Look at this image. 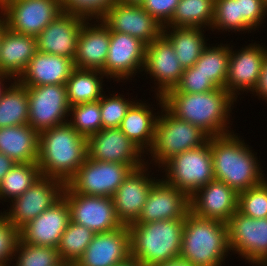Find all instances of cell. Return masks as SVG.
Returning <instances> with one entry per match:
<instances>
[{
  "label": "cell",
  "mask_w": 267,
  "mask_h": 266,
  "mask_svg": "<svg viewBox=\"0 0 267 266\" xmlns=\"http://www.w3.org/2000/svg\"><path fill=\"white\" fill-rule=\"evenodd\" d=\"M163 101L174 116L199 127L209 137L235 132L230 118L237 100L224 88L203 93H166Z\"/></svg>",
  "instance_id": "cell-1"
},
{
  "label": "cell",
  "mask_w": 267,
  "mask_h": 266,
  "mask_svg": "<svg viewBox=\"0 0 267 266\" xmlns=\"http://www.w3.org/2000/svg\"><path fill=\"white\" fill-rule=\"evenodd\" d=\"M234 133L210 137V148L215 179L240 193L261 184L267 176L253 147Z\"/></svg>",
  "instance_id": "cell-2"
},
{
  "label": "cell",
  "mask_w": 267,
  "mask_h": 266,
  "mask_svg": "<svg viewBox=\"0 0 267 266\" xmlns=\"http://www.w3.org/2000/svg\"><path fill=\"white\" fill-rule=\"evenodd\" d=\"M87 157V138L68 122L39 133L37 163L42 176L66 184Z\"/></svg>",
  "instance_id": "cell-3"
},
{
  "label": "cell",
  "mask_w": 267,
  "mask_h": 266,
  "mask_svg": "<svg viewBox=\"0 0 267 266\" xmlns=\"http://www.w3.org/2000/svg\"><path fill=\"white\" fill-rule=\"evenodd\" d=\"M185 219L128 225L130 254L143 266H155L180 256Z\"/></svg>",
  "instance_id": "cell-4"
},
{
  "label": "cell",
  "mask_w": 267,
  "mask_h": 266,
  "mask_svg": "<svg viewBox=\"0 0 267 266\" xmlns=\"http://www.w3.org/2000/svg\"><path fill=\"white\" fill-rule=\"evenodd\" d=\"M229 251L225 222L203 219L191 212L186 216L180 252L182 258L194 266H223L225 259L231 257Z\"/></svg>",
  "instance_id": "cell-5"
},
{
  "label": "cell",
  "mask_w": 267,
  "mask_h": 266,
  "mask_svg": "<svg viewBox=\"0 0 267 266\" xmlns=\"http://www.w3.org/2000/svg\"><path fill=\"white\" fill-rule=\"evenodd\" d=\"M160 112L155 125L154 141L146 153L149 161L158 169L171 157L193 148L200 147L209 136L199 127L174 116L165 106L163 97L154 96ZM151 158V159H150Z\"/></svg>",
  "instance_id": "cell-6"
},
{
  "label": "cell",
  "mask_w": 267,
  "mask_h": 266,
  "mask_svg": "<svg viewBox=\"0 0 267 266\" xmlns=\"http://www.w3.org/2000/svg\"><path fill=\"white\" fill-rule=\"evenodd\" d=\"M159 170L167 184L191 196L197 189L215 179L210 137L200 147L174 155Z\"/></svg>",
  "instance_id": "cell-7"
},
{
  "label": "cell",
  "mask_w": 267,
  "mask_h": 266,
  "mask_svg": "<svg viewBox=\"0 0 267 266\" xmlns=\"http://www.w3.org/2000/svg\"><path fill=\"white\" fill-rule=\"evenodd\" d=\"M231 255L252 266L267 262V218L255 219L238 210L226 222Z\"/></svg>",
  "instance_id": "cell-8"
},
{
  "label": "cell",
  "mask_w": 267,
  "mask_h": 266,
  "mask_svg": "<svg viewBox=\"0 0 267 266\" xmlns=\"http://www.w3.org/2000/svg\"><path fill=\"white\" fill-rule=\"evenodd\" d=\"M133 169L129 164L97 161L87 157L65 185L75 193L113 197Z\"/></svg>",
  "instance_id": "cell-9"
},
{
  "label": "cell",
  "mask_w": 267,
  "mask_h": 266,
  "mask_svg": "<svg viewBox=\"0 0 267 266\" xmlns=\"http://www.w3.org/2000/svg\"><path fill=\"white\" fill-rule=\"evenodd\" d=\"M65 184L55 178L41 176L22 195L12 200L1 213L18 231L57 202Z\"/></svg>",
  "instance_id": "cell-10"
},
{
  "label": "cell",
  "mask_w": 267,
  "mask_h": 266,
  "mask_svg": "<svg viewBox=\"0 0 267 266\" xmlns=\"http://www.w3.org/2000/svg\"><path fill=\"white\" fill-rule=\"evenodd\" d=\"M28 124L38 133L68 122L69 105L66 85L27 87Z\"/></svg>",
  "instance_id": "cell-11"
},
{
  "label": "cell",
  "mask_w": 267,
  "mask_h": 266,
  "mask_svg": "<svg viewBox=\"0 0 267 266\" xmlns=\"http://www.w3.org/2000/svg\"><path fill=\"white\" fill-rule=\"evenodd\" d=\"M1 11L9 30L34 37L63 12L60 0H12Z\"/></svg>",
  "instance_id": "cell-12"
},
{
  "label": "cell",
  "mask_w": 267,
  "mask_h": 266,
  "mask_svg": "<svg viewBox=\"0 0 267 266\" xmlns=\"http://www.w3.org/2000/svg\"><path fill=\"white\" fill-rule=\"evenodd\" d=\"M62 196L70 208L71 221L91 229L95 233L120 228L112 197L89 196L72 192L66 185Z\"/></svg>",
  "instance_id": "cell-13"
},
{
  "label": "cell",
  "mask_w": 267,
  "mask_h": 266,
  "mask_svg": "<svg viewBox=\"0 0 267 266\" xmlns=\"http://www.w3.org/2000/svg\"><path fill=\"white\" fill-rule=\"evenodd\" d=\"M146 44L128 34L110 31V44L102 72L108 79L125 83L142 74ZM125 81V82H124Z\"/></svg>",
  "instance_id": "cell-14"
},
{
  "label": "cell",
  "mask_w": 267,
  "mask_h": 266,
  "mask_svg": "<svg viewBox=\"0 0 267 266\" xmlns=\"http://www.w3.org/2000/svg\"><path fill=\"white\" fill-rule=\"evenodd\" d=\"M256 41L244 44L240 49L230 46V58L225 88L236 100L239 95L252 92L257 84L267 46ZM242 93V94H241Z\"/></svg>",
  "instance_id": "cell-15"
},
{
  "label": "cell",
  "mask_w": 267,
  "mask_h": 266,
  "mask_svg": "<svg viewBox=\"0 0 267 266\" xmlns=\"http://www.w3.org/2000/svg\"><path fill=\"white\" fill-rule=\"evenodd\" d=\"M142 72L146 77L149 74L150 79L154 80L151 81L155 85V90L151 91H154L155 95L163 97L179 84L184 69L173 46L163 34L146 45Z\"/></svg>",
  "instance_id": "cell-16"
},
{
  "label": "cell",
  "mask_w": 267,
  "mask_h": 266,
  "mask_svg": "<svg viewBox=\"0 0 267 266\" xmlns=\"http://www.w3.org/2000/svg\"><path fill=\"white\" fill-rule=\"evenodd\" d=\"M87 149L92 160L129 164L134 169L147 160L146 154L119 128H102L88 137Z\"/></svg>",
  "instance_id": "cell-17"
},
{
  "label": "cell",
  "mask_w": 267,
  "mask_h": 266,
  "mask_svg": "<svg viewBox=\"0 0 267 266\" xmlns=\"http://www.w3.org/2000/svg\"><path fill=\"white\" fill-rule=\"evenodd\" d=\"M110 30L139 38L146 45L163 34L164 26L141 5L116 2L100 18Z\"/></svg>",
  "instance_id": "cell-18"
},
{
  "label": "cell",
  "mask_w": 267,
  "mask_h": 266,
  "mask_svg": "<svg viewBox=\"0 0 267 266\" xmlns=\"http://www.w3.org/2000/svg\"><path fill=\"white\" fill-rule=\"evenodd\" d=\"M150 167L145 163L142 167L133 169L112 197L116 216L122 225L128 226L137 221L150 188L159 178L152 176L154 172L151 174Z\"/></svg>",
  "instance_id": "cell-19"
},
{
  "label": "cell",
  "mask_w": 267,
  "mask_h": 266,
  "mask_svg": "<svg viewBox=\"0 0 267 266\" xmlns=\"http://www.w3.org/2000/svg\"><path fill=\"white\" fill-rule=\"evenodd\" d=\"M70 208L62 196L51 207L19 230V239L35 246L57 248L70 222Z\"/></svg>",
  "instance_id": "cell-20"
},
{
  "label": "cell",
  "mask_w": 267,
  "mask_h": 266,
  "mask_svg": "<svg viewBox=\"0 0 267 266\" xmlns=\"http://www.w3.org/2000/svg\"><path fill=\"white\" fill-rule=\"evenodd\" d=\"M190 213V196L162 178L150 188L146 203L135 223L185 219Z\"/></svg>",
  "instance_id": "cell-21"
},
{
  "label": "cell",
  "mask_w": 267,
  "mask_h": 266,
  "mask_svg": "<svg viewBox=\"0 0 267 266\" xmlns=\"http://www.w3.org/2000/svg\"><path fill=\"white\" fill-rule=\"evenodd\" d=\"M87 19L62 12L37 36V51L74 60L81 27Z\"/></svg>",
  "instance_id": "cell-22"
},
{
  "label": "cell",
  "mask_w": 267,
  "mask_h": 266,
  "mask_svg": "<svg viewBox=\"0 0 267 266\" xmlns=\"http://www.w3.org/2000/svg\"><path fill=\"white\" fill-rule=\"evenodd\" d=\"M130 256L129 228L122 225L109 232L95 233L73 266H115Z\"/></svg>",
  "instance_id": "cell-23"
},
{
  "label": "cell",
  "mask_w": 267,
  "mask_h": 266,
  "mask_svg": "<svg viewBox=\"0 0 267 266\" xmlns=\"http://www.w3.org/2000/svg\"><path fill=\"white\" fill-rule=\"evenodd\" d=\"M237 210L238 193L220 180H212L190 196V212L203 219L226 223Z\"/></svg>",
  "instance_id": "cell-24"
},
{
  "label": "cell",
  "mask_w": 267,
  "mask_h": 266,
  "mask_svg": "<svg viewBox=\"0 0 267 266\" xmlns=\"http://www.w3.org/2000/svg\"><path fill=\"white\" fill-rule=\"evenodd\" d=\"M109 44L110 30L101 20H86L78 38L74 58L75 67L102 71L107 59Z\"/></svg>",
  "instance_id": "cell-25"
},
{
  "label": "cell",
  "mask_w": 267,
  "mask_h": 266,
  "mask_svg": "<svg viewBox=\"0 0 267 266\" xmlns=\"http://www.w3.org/2000/svg\"><path fill=\"white\" fill-rule=\"evenodd\" d=\"M75 68L72 59L37 51L18 81L26 87L66 84Z\"/></svg>",
  "instance_id": "cell-26"
},
{
  "label": "cell",
  "mask_w": 267,
  "mask_h": 266,
  "mask_svg": "<svg viewBox=\"0 0 267 266\" xmlns=\"http://www.w3.org/2000/svg\"><path fill=\"white\" fill-rule=\"evenodd\" d=\"M36 52V37L18 34L6 27L0 42V70L18 80Z\"/></svg>",
  "instance_id": "cell-27"
},
{
  "label": "cell",
  "mask_w": 267,
  "mask_h": 266,
  "mask_svg": "<svg viewBox=\"0 0 267 266\" xmlns=\"http://www.w3.org/2000/svg\"><path fill=\"white\" fill-rule=\"evenodd\" d=\"M146 102L142 101V98L137 99L119 126V129L145 154L152 147L155 125L160 112L159 109H155L152 104Z\"/></svg>",
  "instance_id": "cell-28"
},
{
  "label": "cell",
  "mask_w": 267,
  "mask_h": 266,
  "mask_svg": "<svg viewBox=\"0 0 267 266\" xmlns=\"http://www.w3.org/2000/svg\"><path fill=\"white\" fill-rule=\"evenodd\" d=\"M39 133L29 124L0 128V152L16 163H37Z\"/></svg>",
  "instance_id": "cell-29"
},
{
  "label": "cell",
  "mask_w": 267,
  "mask_h": 266,
  "mask_svg": "<svg viewBox=\"0 0 267 266\" xmlns=\"http://www.w3.org/2000/svg\"><path fill=\"white\" fill-rule=\"evenodd\" d=\"M169 30V31H168ZM199 27H164L163 35L170 41L183 69L192 67L209 45L205 31Z\"/></svg>",
  "instance_id": "cell-30"
},
{
  "label": "cell",
  "mask_w": 267,
  "mask_h": 266,
  "mask_svg": "<svg viewBox=\"0 0 267 266\" xmlns=\"http://www.w3.org/2000/svg\"><path fill=\"white\" fill-rule=\"evenodd\" d=\"M104 78L108 80L102 71L75 68L65 84L69 105L99 101L107 92Z\"/></svg>",
  "instance_id": "cell-31"
},
{
  "label": "cell",
  "mask_w": 267,
  "mask_h": 266,
  "mask_svg": "<svg viewBox=\"0 0 267 266\" xmlns=\"http://www.w3.org/2000/svg\"><path fill=\"white\" fill-rule=\"evenodd\" d=\"M214 19V0H179L164 27H199L209 30Z\"/></svg>",
  "instance_id": "cell-32"
},
{
  "label": "cell",
  "mask_w": 267,
  "mask_h": 266,
  "mask_svg": "<svg viewBox=\"0 0 267 266\" xmlns=\"http://www.w3.org/2000/svg\"><path fill=\"white\" fill-rule=\"evenodd\" d=\"M27 87L15 80L0 100V128L28 124Z\"/></svg>",
  "instance_id": "cell-33"
},
{
  "label": "cell",
  "mask_w": 267,
  "mask_h": 266,
  "mask_svg": "<svg viewBox=\"0 0 267 266\" xmlns=\"http://www.w3.org/2000/svg\"><path fill=\"white\" fill-rule=\"evenodd\" d=\"M216 43L207 45L201 56L193 65L198 72L205 75L218 87L225 88L228 63L230 58V44Z\"/></svg>",
  "instance_id": "cell-34"
},
{
  "label": "cell",
  "mask_w": 267,
  "mask_h": 266,
  "mask_svg": "<svg viewBox=\"0 0 267 266\" xmlns=\"http://www.w3.org/2000/svg\"><path fill=\"white\" fill-rule=\"evenodd\" d=\"M41 176L38 163H15L0 184V200L11 203Z\"/></svg>",
  "instance_id": "cell-35"
},
{
  "label": "cell",
  "mask_w": 267,
  "mask_h": 266,
  "mask_svg": "<svg viewBox=\"0 0 267 266\" xmlns=\"http://www.w3.org/2000/svg\"><path fill=\"white\" fill-rule=\"evenodd\" d=\"M94 234L91 229L70 220L57 247L61 260L74 265L91 243Z\"/></svg>",
  "instance_id": "cell-36"
},
{
  "label": "cell",
  "mask_w": 267,
  "mask_h": 266,
  "mask_svg": "<svg viewBox=\"0 0 267 266\" xmlns=\"http://www.w3.org/2000/svg\"><path fill=\"white\" fill-rule=\"evenodd\" d=\"M61 262L57 248L35 246L20 239L17 241L11 260L12 266H58Z\"/></svg>",
  "instance_id": "cell-37"
},
{
  "label": "cell",
  "mask_w": 267,
  "mask_h": 266,
  "mask_svg": "<svg viewBox=\"0 0 267 266\" xmlns=\"http://www.w3.org/2000/svg\"><path fill=\"white\" fill-rule=\"evenodd\" d=\"M68 123L86 138L99 132L103 128L99 101L71 106Z\"/></svg>",
  "instance_id": "cell-38"
},
{
  "label": "cell",
  "mask_w": 267,
  "mask_h": 266,
  "mask_svg": "<svg viewBox=\"0 0 267 266\" xmlns=\"http://www.w3.org/2000/svg\"><path fill=\"white\" fill-rule=\"evenodd\" d=\"M213 32H243V16H240L239 0H214ZM218 30V31H217Z\"/></svg>",
  "instance_id": "cell-39"
},
{
  "label": "cell",
  "mask_w": 267,
  "mask_h": 266,
  "mask_svg": "<svg viewBox=\"0 0 267 266\" xmlns=\"http://www.w3.org/2000/svg\"><path fill=\"white\" fill-rule=\"evenodd\" d=\"M109 95L106 96L104 92L99 100L102 126L103 128H119L127 111L137 100L136 98L127 99L123 93L116 92Z\"/></svg>",
  "instance_id": "cell-40"
},
{
  "label": "cell",
  "mask_w": 267,
  "mask_h": 266,
  "mask_svg": "<svg viewBox=\"0 0 267 266\" xmlns=\"http://www.w3.org/2000/svg\"><path fill=\"white\" fill-rule=\"evenodd\" d=\"M238 211L255 219L267 218V178L261 184L238 193Z\"/></svg>",
  "instance_id": "cell-41"
},
{
  "label": "cell",
  "mask_w": 267,
  "mask_h": 266,
  "mask_svg": "<svg viewBox=\"0 0 267 266\" xmlns=\"http://www.w3.org/2000/svg\"><path fill=\"white\" fill-rule=\"evenodd\" d=\"M63 12L75 14L87 20L100 19L117 0H60Z\"/></svg>",
  "instance_id": "cell-42"
},
{
  "label": "cell",
  "mask_w": 267,
  "mask_h": 266,
  "mask_svg": "<svg viewBox=\"0 0 267 266\" xmlns=\"http://www.w3.org/2000/svg\"><path fill=\"white\" fill-rule=\"evenodd\" d=\"M240 16H243V33L260 30L266 22L267 9L263 0H239ZM252 31V32H251Z\"/></svg>",
  "instance_id": "cell-43"
},
{
  "label": "cell",
  "mask_w": 267,
  "mask_h": 266,
  "mask_svg": "<svg viewBox=\"0 0 267 266\" xmlns=\"http://www.w3.org/2000/svg\"><path fill=\"white\" fill-rule=\"evenodd\" d=\"M218 87L194 66L184 69L179 84L167 93H203Z\"/></svg>",
  "instance_id": "cell-44"
},
{
  "label": "cell",
  "mask_w": 267,
  "mask_h": 266,
  "mask_svg": "<svg viewBox=\"0 0 267 266\" xmlns=\"http://www.w3.org/2000/svg\"><path fill=\"white\" fill-rule=\"evenodd\" d=\"M19 239L15 229L0 211V266H10L13 251Z\"/></svg>",
  "instance_id": "cell-45"
},
{
  "label": "cell",
  "mask_w": 267,
  "mask_h": 266,
  "mask_svg": "<svg viewBox=\"0 0 267 266\" xmlns=\"http://www.w3.org/2000/svg\"><path fill=\"white\" fill-rule=\"evenodd\" d=\"M178 3L179 0H144L141 6L160 24L166 26Z\"/></svg>",
  "instance_id": "cell-46"
},
{
  "label": "cell",
  "mask_w": 267,
  "mask_h": 266,
  "mask_svg": "<svg viewBox=\"0 0 267 266\" xmlns=\"http://www.w3.org/2000/svg\"><path fill=\"white\" fill-rule=\"evenodd\" d=\"M250 94L257 96L259 100H265L264 102L267 104V54L264 57L257 84Z\"/></svg>",
  "instance_id": "cell-47"
},
{
  "label": "cell",
  "mask_w": 267,
  "mask_h": 266,
  "mask_svg": "<svg viewBox=\"0 0 267 266\" xmlns=\"http://www.w3.org/2000/svg\"><path fill=\"white\" fill-rule=\"evenodd\" d=\"M16 162L7 155L0 152V184L3 177L11 170Z\"/></svg>",
  "instance_id": "cell-48"
},
{
  "label": "cell",
  "mask_w": 267,
  "mask_h": 266,
  "mask_svg": "<svg viewBox=\"0 0 267 266\" xmlns=\"http://www.w3.org/2000/svg\"><path fill=\"white\" fill-rule=\"evenodd\" d=\"M14 81H15V79L10 74L2 72L0 70V100H1L2 96L4 95V93L6 92V90L11 86V84Z\"/></svg>",
  "instance_id": "cell-49"
},
{
  "label": "cell",
  "mask_w": 267,
  "mask_h": 266,
  "mask_svg": "<svg viewBox=\"0 0 267 266\" xmlns=\"http://www.w3.org/2000/svg\"><path fill=\"white\" fill-rule=\"evenodd\" d=\"M155 266H194V265L187 259L178 256Z\"/></svg>",
  "instance_id": "cell-50"
},
{
  "label": "cell",
  "mask_w": 267,
  "mask_h": 266,
  "mask_svg": "<svg viewBox=\"0 0 267 266\" xmlns=\"http://www.w3.org/2000/svg\"><path fill=\"white\" fill-rule=\"evenodd\" d=\"M115 266H143V265L138 260L130 256L127 260Z\"/></svg>",
  "instance_id": "cell-51"
},
{
  "label": "cell",
  "mask_w": 267,
  "mask_h": 266,
  "mask_svg": "<svg viewBox=\"0 0 267 266\" xmlns=\"http://www.w3.org/2000/svg\"><path fill=\"white\" fill-rule=\"evenodd\" d=\"M5 28H6L5 19L2 14V11L0 10V42H1V37H2L3 31Z\"/></svg>",
  "instance_id": "cell-52"
},
{
  "label": "cell",
  "mask_w": 267,
  "mask_h": 266,
  "mask_svg": "<svg viewBox=\"0 0 267 266\" xmlns=\"http://www.w3.org/2000/svg\"><path fill=\"white\" fill-rule=\"evenodd\" d=\"M117 1L124 4H135V5H141L144 2V0H117Z\"/></svg>",
  "instance_id": "cell-53"
},
{
  "label": "cell",
  "mask_w": 267,
  "mask_h": 266,
  "mask_svg": "<svg viewBox=\"0 0 267 266\" xmlns=\"http://www.w3.org/2000/svg\"><path fill=\"white\" fill-rule=\"evenodd\" d=\"M12 0H0V10L9 2Z\"/></svg>",
  "instance_id": "cell-54"
},
{
  "label": "cell",
  "mask_w": 267,
  "mask_h": 266,
  "mask_svg": "<svg viewBox=\"0 0 267 266\" xmlns=\"http://www.w3.org/2000/svg\"><path fill=\"white\" fill-rule=\"evenodd\" d=\"M58 266H73V264L62 261Z\"/></svg>",
  "instance_id": "cell-55"
},
{
  "label": "cell",
  "mask_w": 267,
  "mask_h": 266,
  "mask_svg": "<svg viewBox=\"0 0 267 266\" xmlns=\"http://www.w3.org/2000/svg\"><path fill=\"white\" fill-rule=\"evenodd\" d=\"M263 2H264V5H265V7L267 9V0H263Z\"/></svg>",
  "instance_id": "cell-56"
},
{
  "label": "cell",
  "mask_w": 267,
  "mask_h": 266,
  "mask_svg": "<svg viewBox=\"0 0 267 266\" xmlns=\"http://www.w3.org/2000/svg\"><path fill=\"white\" fill-rule=\"evenodd\" d=\"M260 266H267V262H266V263H263V264H261Z\"/></svg>",
  "instance_id": "cell-57"
}]
</instances>
